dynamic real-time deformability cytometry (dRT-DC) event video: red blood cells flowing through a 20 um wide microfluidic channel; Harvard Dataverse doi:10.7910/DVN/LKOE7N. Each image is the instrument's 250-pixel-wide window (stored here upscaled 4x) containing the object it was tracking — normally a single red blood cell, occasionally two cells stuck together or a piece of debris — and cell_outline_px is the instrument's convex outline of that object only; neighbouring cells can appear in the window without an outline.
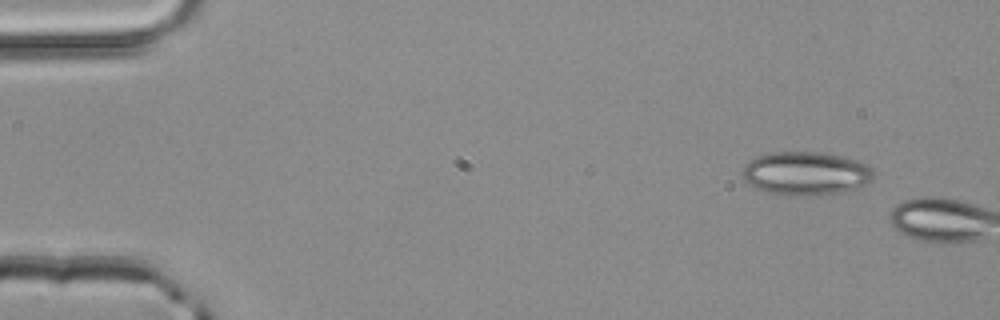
{"species": "common noctule bat (a hibernating species)", "species_latin": "Nyctalus noctula", "temperature_condition": "room temperature", "stored_images_in_passage": 2, "camera_frame_rate_fps": 3000, "um_per_image_px": 0.085, "animal": {"sex": "male", "body_mass_g": 20.4}, "frame": {"image": 1, "passage_image": 1, "time_ms": 0.0, "image_size_px": [1000, 320], "cell_outline_px": [[872, 180], [856, 188], [840, 192], [820, 196], [768, 192], [756, 188], [744, 180], [740, 176], [740, 172], [744, 164], [756, 156], [772, 152], [820, 152], [840, 156], [856, 160], [872, 168]], "centroid_in_image_um": [68.44, 14.73], "position_along_channel_um": 16.6, "area_um2": 33.0}}